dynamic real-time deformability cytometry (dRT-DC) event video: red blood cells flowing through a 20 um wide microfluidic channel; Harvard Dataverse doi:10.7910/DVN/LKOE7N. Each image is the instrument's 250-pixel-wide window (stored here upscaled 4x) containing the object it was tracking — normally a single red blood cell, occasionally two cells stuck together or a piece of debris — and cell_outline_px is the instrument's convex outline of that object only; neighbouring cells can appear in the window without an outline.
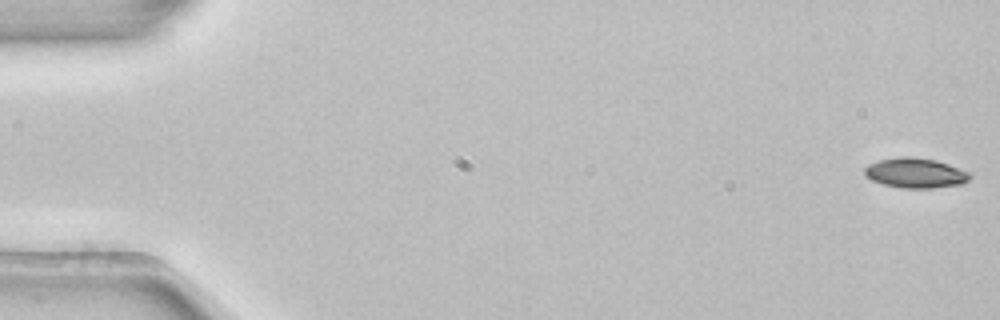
{"species": "common noctule bat (a hibernating species)", "species_latin": "Nyctalus noctula", "temperature_condition": "room temperature", "stored_images_in_passage": 54, "camera_frame_rate_fps": 3000, "um_per_image_px": 0.085, "animal": {"sex": "female", "body_mass_g": 22.7, "forearm_length_mm": 54.2}, "frame": {"image": 1, "passage_image": 1, "time_ms": 0.0, "image_size_px": [1000, 320], "cell_outline_px": [[972, 176], [964, 184], [932, 188], [900, 188], [884, 184], [872, 180], [864, 176], [864, 168], [868, 164], [876, 160], [900, 156], [912, 156], [936, 160], [948, 164], [968, 172]], "centroid_in_image_um": [77.78, 14.7], "position_along_channel_um": 7.2, "area_um2": 18.61}}
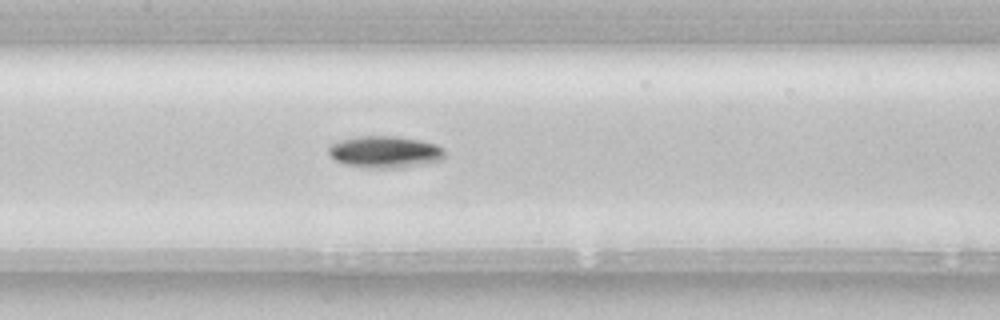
{"frame": {"image": 2, "passage_image": 26, "time_ms": 8.333, "image_size_px": [1000, 320], "cell_outline_px": [[444, 156], [440, 160], [404, 168], [368, 168], [344, 164], [332, 160], [328, 152], [328, 148], [332, 144], [340, 140], [360, 136], [396, 136], [420, 140], [436, 144], [444, 148]], "centroid_in_image_um": [32.7, 12.92], "position_along_channel_um": 174.7, "area_um2": 21.73}}
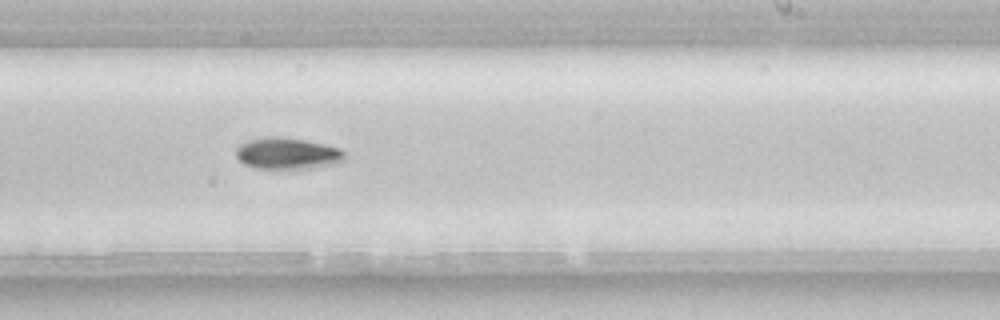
{"frame": {"image": 3, "passage_image": 33, "time_ms": 10.667, "image_size_px": [1000, 320], "cell_outline_px": [[344, 160], [340, 164], [288, 172], [256, 168], [244, 164], [236, 156], [236, 148], [240, 144], [248, 140], [268, 136], [280, 136], [304, 140], [324, 144], [340, 148], [344, 152]], "centroid_in_image_um": [24.45, 13.1], "position_along_channel_um": 264.6, "area_um2": 20.92}, "authors_computed_cell_mechanics": {"area_um2": 18.5249, "velocity_mm_per_s": 3.8794, "shape_relaxation_time_tau1_ms": 2.4382, "shape_relaxation_time_tau2_ms": null, "deformation_change_tau1": 0.0863, "deformation_change_tau2": null}}